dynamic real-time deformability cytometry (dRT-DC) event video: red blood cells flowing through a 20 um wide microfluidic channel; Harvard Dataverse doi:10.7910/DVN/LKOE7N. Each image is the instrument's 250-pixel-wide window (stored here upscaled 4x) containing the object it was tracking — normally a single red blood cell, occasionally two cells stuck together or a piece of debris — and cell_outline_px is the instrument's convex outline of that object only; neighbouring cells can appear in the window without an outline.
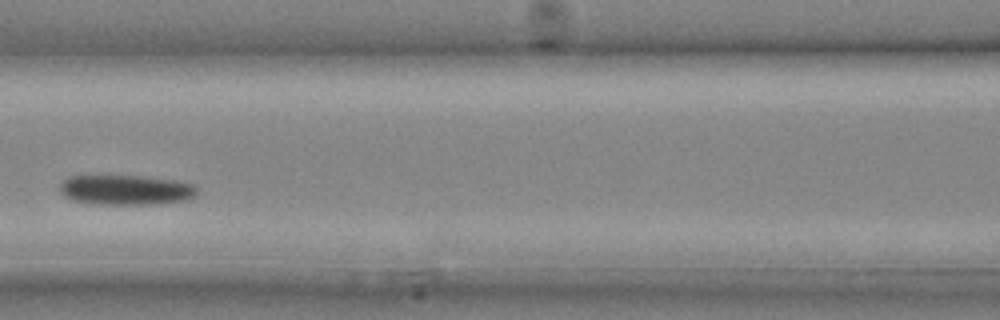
{"species": "common noctule bat (a hibernating species)", "species_latin": "Nyctalus noctula", "temperature_condition": "cold", "stored_images_in_passage": 10, "camera_frame_rate_fps": 3000, "um_per_image_px": 0.085, "animal": {"sex": "male", "body_mass_g": 20.4}, "frame": {"image": 1, "passage_image": 9, "time_ms": 2.667, "image_size_px": [1000, 320], "cell_outline_px": [[196, 196], [184, 200], [156, 204], [92, 204], [72, 200], [64, 196], [60, 192], [60, 184], [68, 176], [140, 176], [176, 180], [192, 184], [196, 188]], "centroid_in_image_um": [10.67, 16.14], "position_along_channel_um": 155.9, "area_um2": 23.93}}